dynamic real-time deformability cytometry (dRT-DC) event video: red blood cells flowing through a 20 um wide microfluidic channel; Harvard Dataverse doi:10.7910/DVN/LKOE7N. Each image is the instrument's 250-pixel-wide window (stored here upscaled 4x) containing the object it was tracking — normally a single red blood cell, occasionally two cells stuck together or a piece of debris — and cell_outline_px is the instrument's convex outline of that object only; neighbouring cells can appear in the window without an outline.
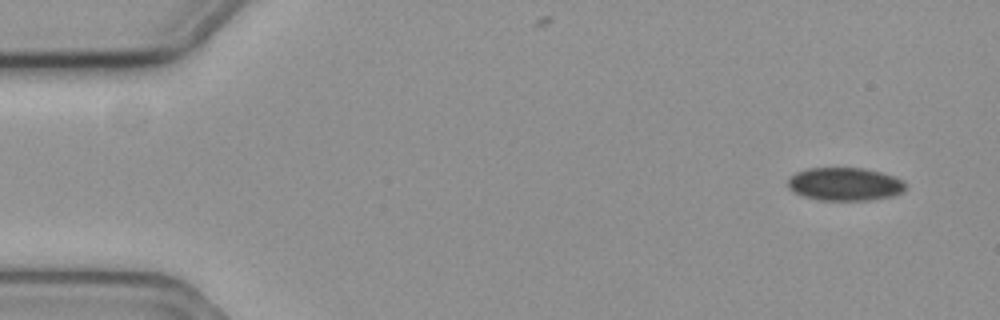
{"species": "common noctule bat (a hibernating species)", "species_latin": "Nyctalus noctula", "temperature_condition": "cold", "stored_images_in_passage": 17, "camera_frame_rate_fps": 3000, "um_per_image_px": 0.085, "animal": {"sex": "female", "body_mass_g": 19.3, "forearm_length_mm": 54.1}, "frame": {"image": 1, "passage_image": 1, "time_ms": 0.0, "image_size_px": [1000, 320], "cell_outline_px": [[904, 192], [892, 196], [872, 200], [820, 200], [804, 196], [792, 192], [788, 188], [788, 180], [796, 172], [808, 168], [864, 168], [896, 176], [904, 180]], "centroid_in_image_um": [71.82, 15.65], "position_along_channel_um": 13.2, "area_um2": 22.83}}
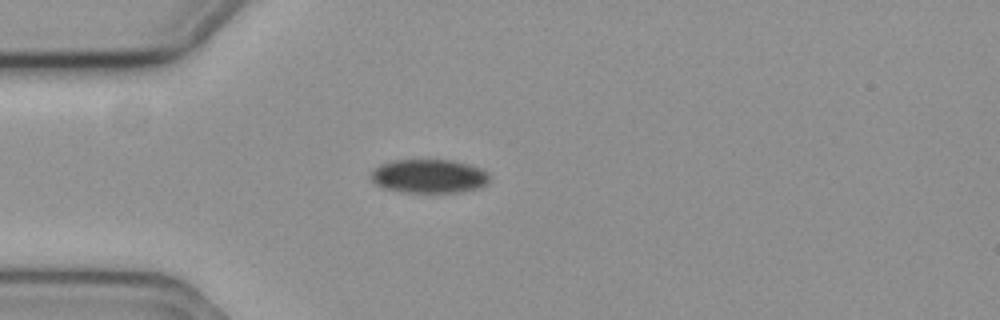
{"frame": {"image": 2, "passage_image": 14, "time_ms": 4.333, "image_size_px": [1000, 320], "cell_outline_px": [[488, 184], [480, 188], [464, 192], [404, 192], [384, 188], [376, 184], [372, 180], [372, 168], [380, 164], [392, 160], [452, 160], [472, 164], [488, 172]], "centroid_in_image_um": [36.5, 14.97], "position_along_channel_um": 48.5, "area_um2": 23.58}}